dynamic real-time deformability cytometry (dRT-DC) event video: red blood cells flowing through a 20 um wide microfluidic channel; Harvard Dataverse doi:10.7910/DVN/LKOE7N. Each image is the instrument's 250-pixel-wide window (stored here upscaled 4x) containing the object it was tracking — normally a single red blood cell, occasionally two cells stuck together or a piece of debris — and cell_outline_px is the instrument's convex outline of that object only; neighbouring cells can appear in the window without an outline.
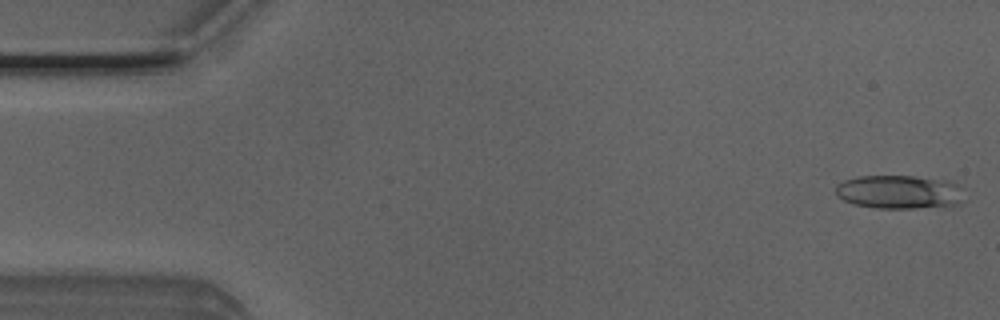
{"species": "Egyptian fruit bat (a non-hibernating species)", "species_latin": "Rousettus aegyptiacus", "temperature_condition": "room temperature", "stored_images_in_passage": 50, "camera_frame_rate_fps": 3000, "um_per_image_px": 0.085, "animal": {"sex": "male"}, "frame": {"image": 1, "passage_image": 1, "time_ms": 0.0, "image_size_px": [1000, 320], "cell_outline_px": [[964, 204], [912, 208], [876, 208], [852, 204], [844, 200], [836, 192], [836, 184], [844, 180], [860, 176], [912, 176], [948, 180], [956, 184], [960, 188], [964, 200]], "centroid_in_image_um": [76.45, 16.32], "position_along_channel_um": 8.5, "area_um2": 25.2}}
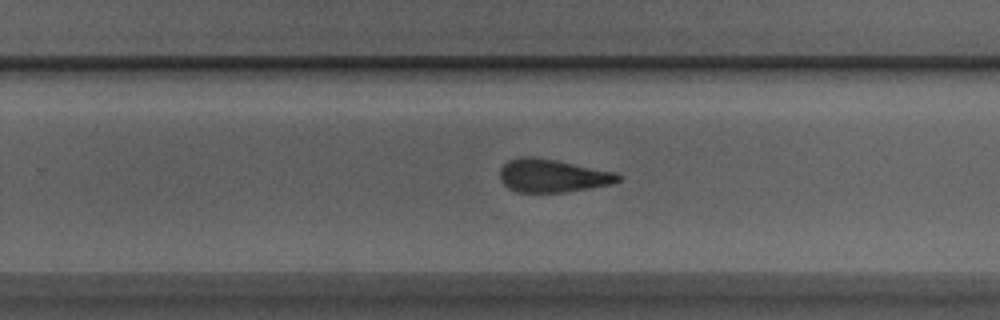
{"frame": {"image": 2, "passage_image": 31, "time_ms": 10.0, "image_size_px": [1000, 320], "cell_outline_px": [[624, 176], [620, 180], [612, 184], [564, 192], [516, 192], [508, 188], [500, 180], [500, 168], [508, 160], [520, 156], [532, 156], [556, 160], [616, 172]], "centroid_in_image_um": [46.96, 14.93], "position_along_channel_um": 282.8, "area_um2": 22.95}}
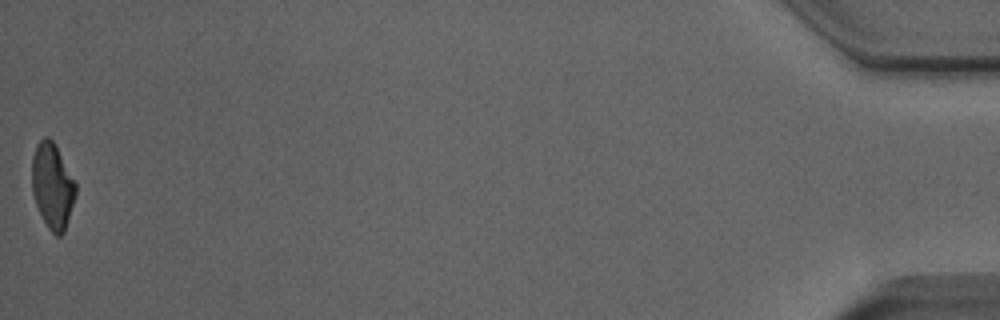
{"frame": {"image": 3, "passage_image": 50, "time_ms": 16.333, "image_size_px": [1000, 320], "cell_outline_px": [[76, 196], [64, 232], [60, 236], [56, 236], [48, 228], [36, 204], [32, 192], [32, 156], [36, 144], [44, 136], [48, 136], [56, 144], [76, 184]], "centroid_in_image_um": [4.46, 15.77], "position_along_channel_um": 430.7, "area_um2": 21.85}, "authors_computed_cell_mechanics": {"area_um2": 23.3223, "velocity_mm_per_s": 4.0151, "shape_relaxation_time_tau1_ms": 10.6654, "shape_relaxation_time_tau2_ms": 3.0061, "deformation_change_tau1": 0.2532, "deformation_change_tau2": 0.1415}}